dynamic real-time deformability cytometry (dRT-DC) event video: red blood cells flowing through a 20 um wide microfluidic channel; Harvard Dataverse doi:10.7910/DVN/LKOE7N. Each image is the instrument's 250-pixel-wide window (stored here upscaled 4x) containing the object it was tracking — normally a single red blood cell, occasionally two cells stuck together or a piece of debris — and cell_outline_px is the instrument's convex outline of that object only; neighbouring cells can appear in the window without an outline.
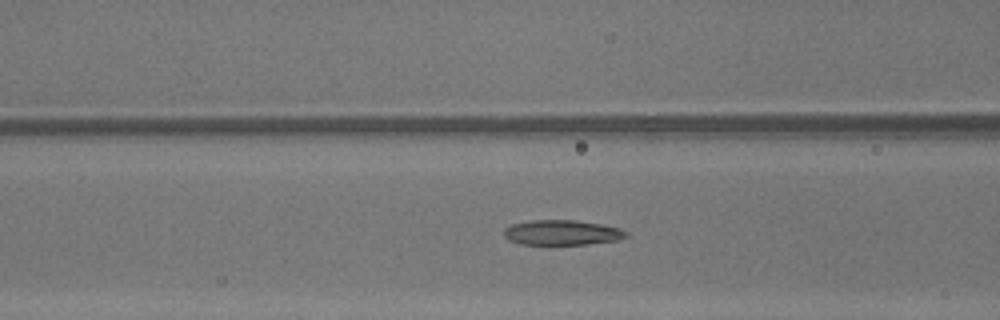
{"species": "common noctule bat (a hibernating species)", "species_latin": "Nyctalus noctula", "temperature_condition": "warm", "stored_images_in_passage": 48, "camera_frame_rate_fps": 3000, "um_per_image_px": 0.085, "animal": {"sex": "male", "body_mass_g": 13.3}, "frame": {"image": 1, "passage_image": 20, "time_ms": 6.333, "image_size_px": [1000, 320], "cell_outline_px": [[628, 236], [616, 240], [588, 244], [548, 248], [520, 244], [508, 240], [504, 236], [504, 228], [512, 224], [528, 220], [576, 220], [600, 224], [620, 228], [628, 232]], "centroid_in_image_um": [47.7, 19.82], "position_along_channel_um": 118.9, "area_um2": 18.84}}
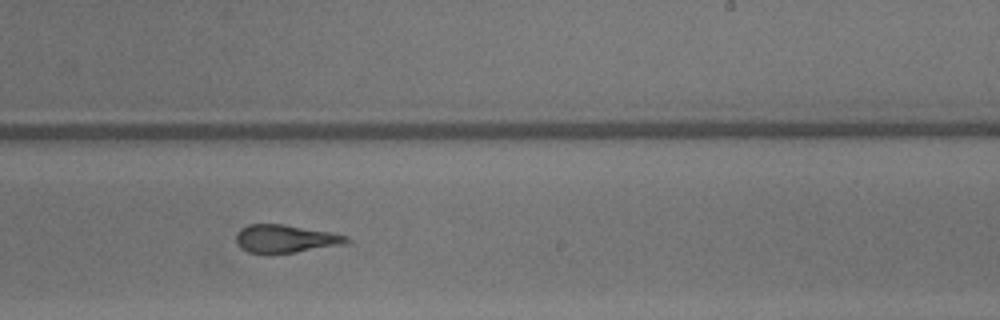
{"frame": {"image": 2, "passage_image": 30, "time_ms": 9.667, "image_size_px": [1000, 320], "cell_outline_px": [[352, 244], [296, 252], [248, 252], [240, 248], [236, 244], [236, 232], [240, 228], [248, 224], [284, 224], [332, 232], [348, 236], [352, 240]], "centroid_in_image_um": [24.34, 20.28], "position_along_channel_um": 264.7, "area_um2": 18.32}}
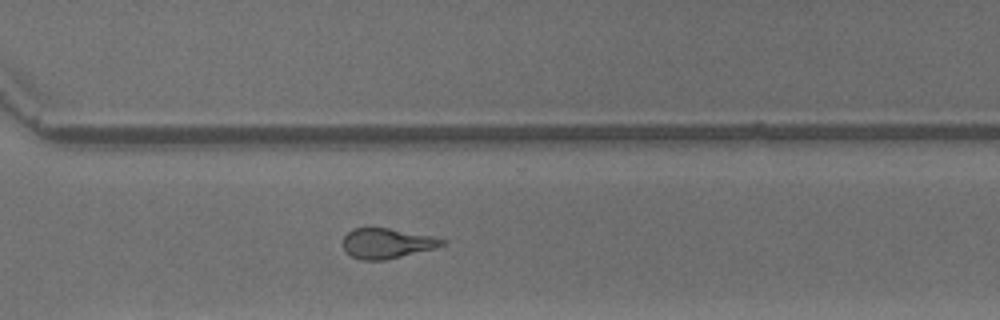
{"frame": {"image": 3, "passage_image": 35, "time_ms": 11.333, "image_size_px": [1000, 320], "cell_outline_px": [[448, 240], [444, 244], [436, 248], [384, 260], [360, 260], [352, 256], [344, 248], [344, 236], [352, 228], [388, 228], [432, 236]], "centroid_in_image_um": [32.91, 20.68], "position_along_channel_um": 337.7, "area_um2": 17.22}, "authors_computed_cell_mechanics": {"area_um2": 18.8428, "velocity_mm_per_s": 4.3951, "shape_relaxation_time_tau1_ms": null, "shape_relaxation_time_tau2_ms": 2.2199, "deformation_change_tau1": null, "deformation_change_tau2": 0.1288}}